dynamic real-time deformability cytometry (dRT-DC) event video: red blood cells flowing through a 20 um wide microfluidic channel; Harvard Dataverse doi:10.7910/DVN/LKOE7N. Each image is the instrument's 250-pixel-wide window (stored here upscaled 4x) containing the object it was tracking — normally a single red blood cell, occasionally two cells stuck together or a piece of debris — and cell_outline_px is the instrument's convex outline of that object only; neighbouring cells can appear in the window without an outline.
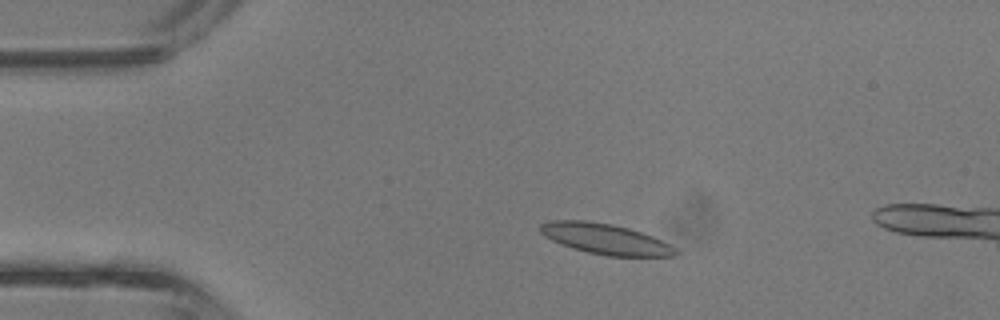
{"species": "common noctule bat (a hibernating species)", "species_latin": "Nyctalus noctula", "temperature_condition": "room temperature", "stored_images_in_passage": 4, "camera_frame_rate_fps": 3000, "um_per_image_px": 0.085, "animal": {"sex": "male", "body_mass_g": 13.3}, "frame": {"image": 1, "passage_image": 3, "time_ms": 0.667, "image_size_px": [1000, 320], "cell_outline_px": [[680, 252], [676, 256], [608, 256], [588, 252], [572, 248], [560, 244], [544, 236], [540, 232], [540, 224], [552, 220], [588, 220], [612, 224], [628, 228], [652, 236], [676, 248]], "centroid_in_image_um": [51.44, 20.31], "position_along_channel_um": 33.6, "area_um2": 24.04}}